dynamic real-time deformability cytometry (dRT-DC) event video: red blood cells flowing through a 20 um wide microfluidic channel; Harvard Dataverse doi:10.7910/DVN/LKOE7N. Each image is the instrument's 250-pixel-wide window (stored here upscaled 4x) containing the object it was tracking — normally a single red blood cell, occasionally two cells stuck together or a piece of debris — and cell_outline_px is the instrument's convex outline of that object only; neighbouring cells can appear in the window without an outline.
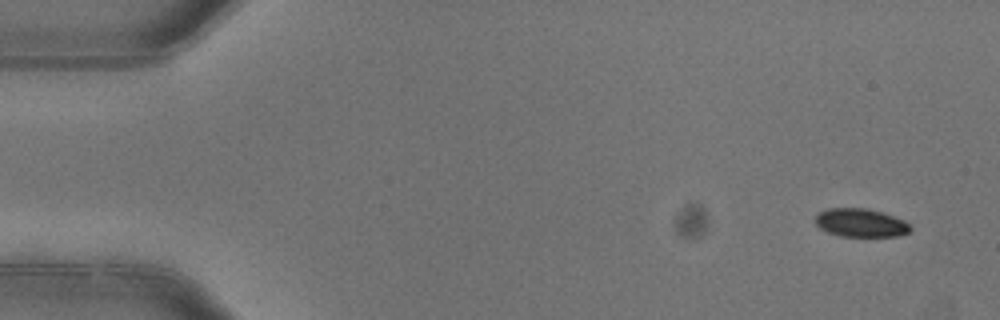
{"species": "common noctule bat (a hibernating species)", "species_latin": "Nyctalus noctula", "temperature_condition": "warm", "stored_images_in_passage": 4, "camera_frame_rate_fps": 3000, "um_per_image_px": 0.085, "animal": {"sex": "female"}, "frame": {"image": 1, "passage_image": 1, "time_ms": 0.0, "image_size_px": [1000, 320], "cell_outline_px": [[912, 232], [900, 236], [840, 236], [828, 232], [820, 228], [816, 224], [816, 216], [820, 212], [828, 208], [868, 208], [884, 212], [904, 220], [912, 228]], "centroid_in_image_um": [73.21, 18.93], "position_along_channel_um": 11.8, "area_um2": 15.84}}
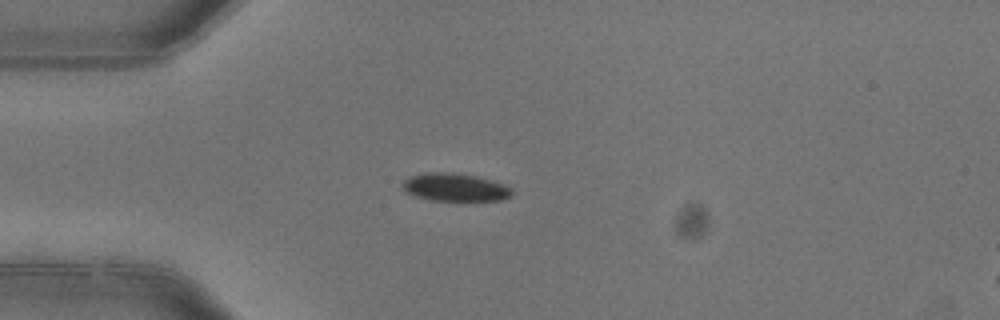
{"frame": {"image": 2, "passage_image": 4, "time_ms": 1.0, "image_size_px": [1000, 320], "cell_outline_px": [[512, 196], [500, 200], [428, 200], [416, 196], [408, 192], [404, 188], [404, 180], [412, 176], [428, 172], [452, 172], [476, 176], [504, 184], [512, 188]], "centroid_in_image_um": [38.72, 15.91], "position_along_channel_um": 46.3, "area_um2": 17.51}}